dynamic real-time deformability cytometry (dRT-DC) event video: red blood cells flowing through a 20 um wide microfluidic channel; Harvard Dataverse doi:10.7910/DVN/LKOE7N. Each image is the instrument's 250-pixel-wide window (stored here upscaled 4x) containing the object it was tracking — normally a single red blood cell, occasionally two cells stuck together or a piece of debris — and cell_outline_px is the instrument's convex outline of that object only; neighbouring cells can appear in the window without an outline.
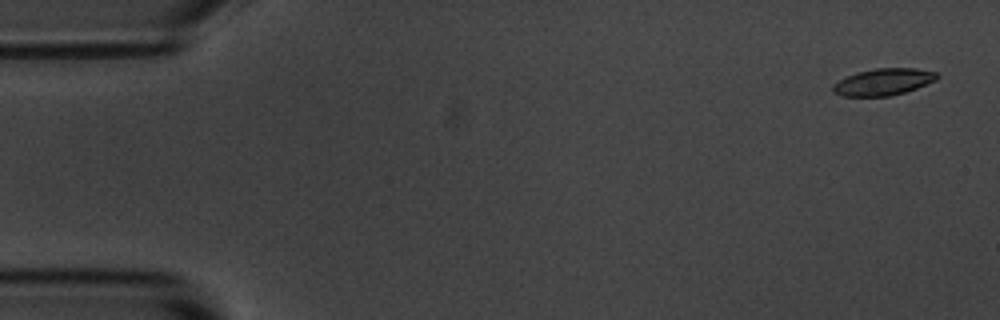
{"species": "common noctule bat (a hibernating species)", "species_latin": "Nyctalus noctula", "temperature_condition": "room temperature", "stored_images_in_passage": 5, "camera_frame_rate_fps": 3000, "um_per_image_px": 0.085, "animal": {"sex": "male", "body_mass_g": 20.1, "forearm_length_mm": 53.5}, "frame": {"image": 1, "passage_image": 1, "time_ms": 0.0, "image_size_px": [1000, 320], "cell_outline_px": [[940, 76], [936, 80], [916, 88], [904, 92], [888, 96], [844, 96], [832, 92], [832, 84], [856, 72], [876, 68], [916, 68], [936, 72]], "centroid_in_image_um": [75.08, 6.95], "position_along_channel_um": 9.9, "area_um2": 16.18}}
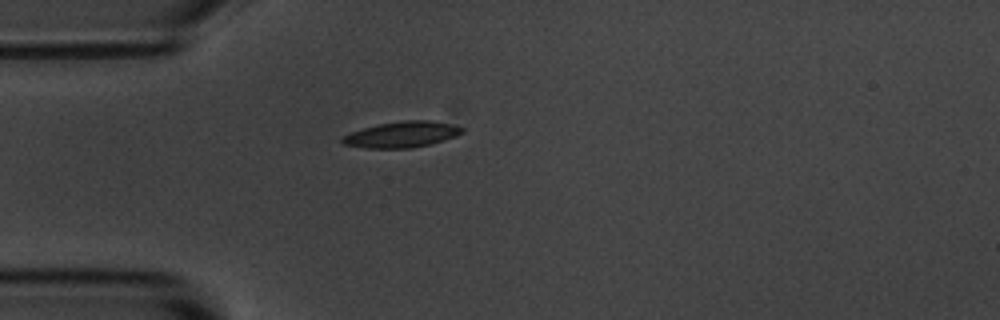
{"frame": {"image": 2, "passage_image": 4, "time_ms": 4.333, "image_size_px": [1000, 320], "cell_outline_px": [[464, 132], [456, 136], [432, 144], [412, 148], [364, 148], [344, 144], [340, 140], [344, 136], [352, 132], [364, 128], [380, 124], [404, 120], [428, 120], [448, 124], [464, 128]], "centroid_in_image_um": [34.17, 11.44], "position_along_channel_um": 50.8, "area_um2": 17.92}}